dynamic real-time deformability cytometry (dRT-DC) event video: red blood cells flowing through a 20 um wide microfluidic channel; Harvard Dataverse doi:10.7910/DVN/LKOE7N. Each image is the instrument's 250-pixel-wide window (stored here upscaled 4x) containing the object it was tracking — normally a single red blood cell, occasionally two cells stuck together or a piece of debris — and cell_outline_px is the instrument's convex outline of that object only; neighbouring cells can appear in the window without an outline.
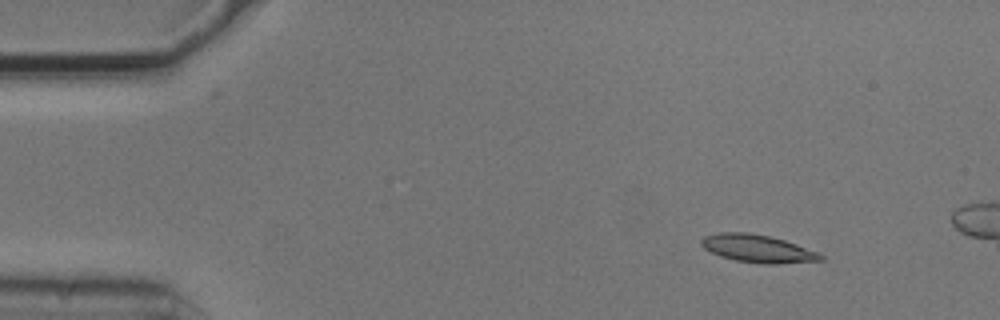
{"species": "common noctule bat (a hibernating species)", "species_latin": "Nyctalus noctula", "temperature_condition": "cold", "stored_images_in_passage": 4, "camera_frame_rate_fps": 3000, "um_per_image_px": 0.085, "animal": {"sex": "male", "body_mass_g": 20.5, "forearm_length_mm": 52.5}, "frame": {"image": 1, "passage_image": 2, "time_ms": 0.333, "image_size_px": [1000, 320], "cell_outline_px": [[824, 260], [772, 264], [764, 264], [736, 260], [720, 256], [704, 248], [700, 244], [700, 240], [704, 236], [720, 232], [748, 232], [768, 236], [784, 240], [820, 252], [824, 256]], "centroid_in_image_um": [64.41, 21.12], "position_along_channel_um": 20.6, "area_um2": 19.25}}